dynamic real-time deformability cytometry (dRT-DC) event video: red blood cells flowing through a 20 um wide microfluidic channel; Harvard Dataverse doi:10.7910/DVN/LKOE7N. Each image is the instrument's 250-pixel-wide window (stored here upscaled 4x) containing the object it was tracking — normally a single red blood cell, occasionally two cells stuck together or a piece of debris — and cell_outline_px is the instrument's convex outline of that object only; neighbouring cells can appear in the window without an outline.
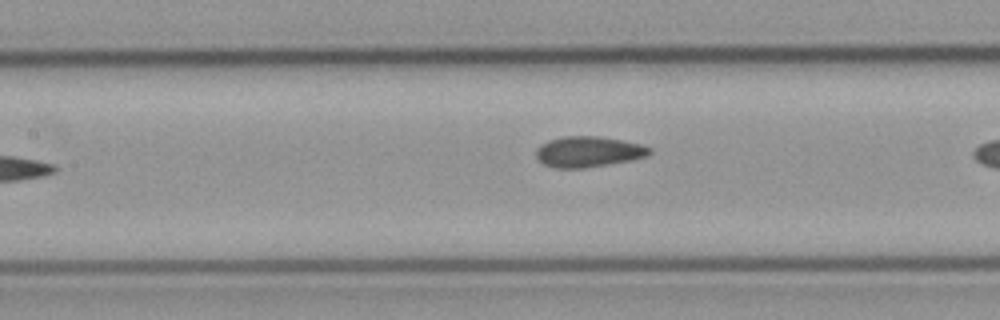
{"species": "common noctule bat (a hibernating species)", "species_latin": "Nyctalus noctula", "temperature_condition": "cold", "stored_images_in_passage": 25, "camera_frame_rate_fps": 3000, "um_per_image_px": 0.085, "animal": {"sex": "male", "body_mass_g": 23.1, "forearm_length_mm": 52.7}, "frame": {"image": 1, "passage_image": 6, "time_ms": 1.667, "image_size_px": [1000, 320], "cell_outline_px": [[652, 152], [648, 156], [632, 160], [584, 168], [556, 168], [544, 164], [536, 156], [536, 148], [540, 144], [548, 140], [564, 136], [600, 136], [640, 144], [652, 148]], "centroid_in_image_um": [50.01, 12.89], "position_along_channel_um": 157.4, "area_um2": 20.35}}
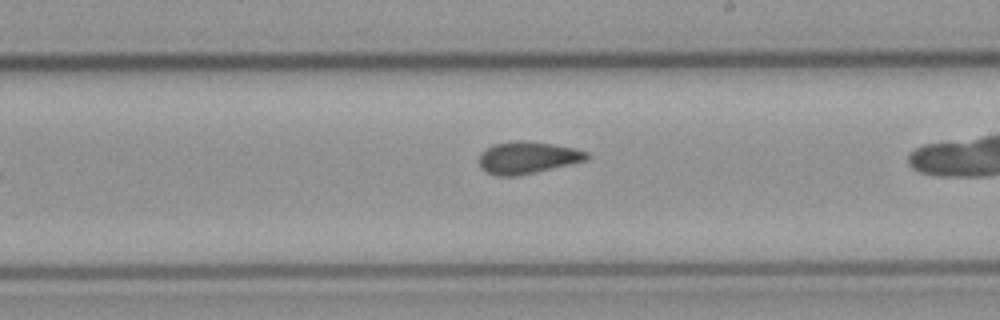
{"frame": {"image": 2, "passage_image": 13, "time_ms": 4.0, "image_size_px": [1000, 320], "cell_outline_px": [[592, 156], [588, 160], [520, 176], [496, 176], [484, 172], [480, 168], [480, 152], [496, 144], [520, 140], [524, 140], [552, 144], [572, 148], [588, 152]], "centroid_in_image_um": [44.85, 13.42], "position_along_channel_um": 244.1, "area_um2": 20.23}}
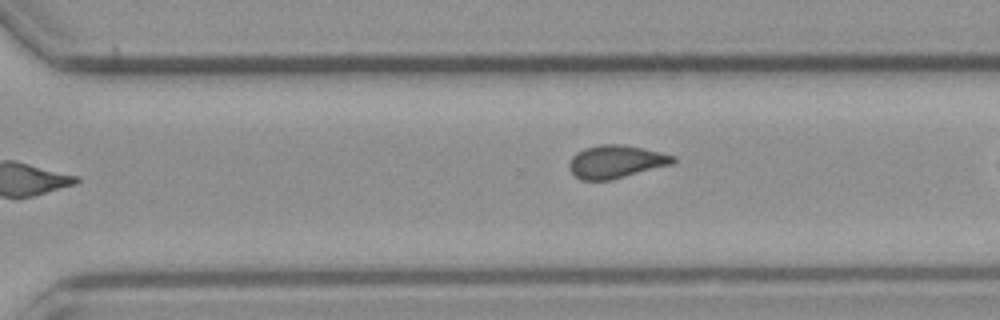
{"frame": {"image": 3, "passage_image": 19, "time_ms": 6.0, "image_size_px": [1000, 320], "cell_outline_px": [[676, 160], [672, 164], [612, 180], [580, 180], [568, 168], [568, 164], [572, 156], [576, 152], [584, 148], [600, 144], [620, 144], [644, 148], [676, 156]], "centroid_in_image_um": [52.34, 13.74], "position_along_channel_um": 318.3, "area_um2": 20.06}}